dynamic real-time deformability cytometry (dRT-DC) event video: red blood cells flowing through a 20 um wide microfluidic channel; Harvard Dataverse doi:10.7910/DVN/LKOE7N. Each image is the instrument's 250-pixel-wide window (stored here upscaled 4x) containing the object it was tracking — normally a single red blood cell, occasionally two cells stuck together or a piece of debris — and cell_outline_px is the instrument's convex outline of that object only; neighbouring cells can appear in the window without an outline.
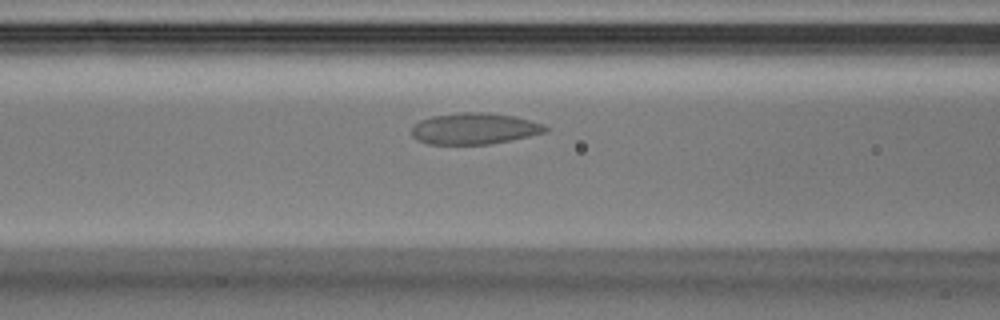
{"species": "Egyptian fruit bat (a non-hibernating species)", "species_latin": "Rousettus aegyptiacus", "temperature_condition": "warm", "stored_images_in_passage": 22, "camera_frame_rate_fps": 3000, "um_per_image_px": 0.085, "animal": {"sex": "male"}, "frame": {"image": 1, "passage_image": 4, "time_ms": 1.0, "image_size_px": [1000, 320], "cell_outline_px": [[548, 132], [488, 144], [428, 144], [416, 140], [412, 136], [412, 128], [420, 120], [432, 116], [460, 112], [484, 112], [512, 116], [544, 124], [548, 128]], "centroid_in_image_um": [40.3, 10.93], "position_along_channel_um": 126.3, "area_um2": 24.22}}
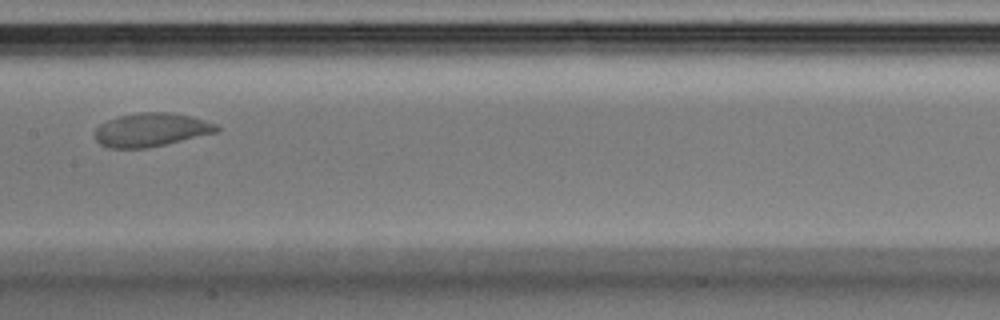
{"frame": {"image": 2, "passage_image": 8, "time_ms": 2.333, "image_size_px": [1000, 320], "cell_outline_px": [[220, 128], [216, 132], [148, 148], [108, 148], [100, 144], [96, 140], [96, 128], [100, 124], [108, 120], [120, 116], [140, 112], [172, 112], [192, 116], [216, 124]], "centroid_in_image_um": [12.84, 11.03], "position_along_channel_um": 194.6, "area_um2": 23.64}}
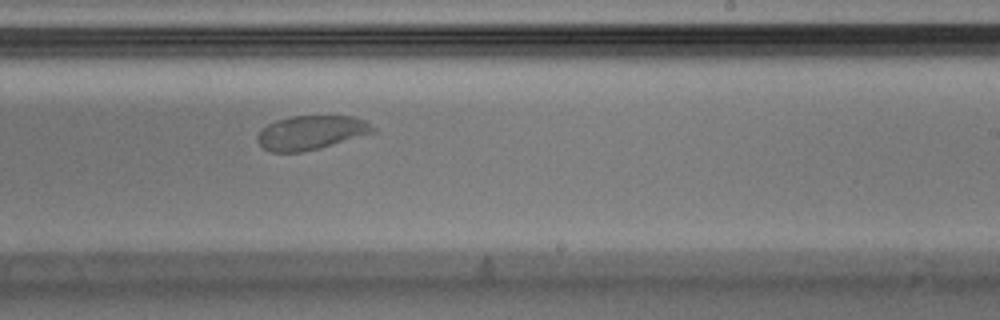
{"frame": {"image": 3, "passage_image": 12, "time_ms": 3.667, "image_size_px": [1000, 320], "cell_outline_px": [[376, 132], [320, 148], [300, 152], [272, 152], [264, 148], [256, 140], [256, 136], [268, 124], [276, 120], [292, 116], [352, 116], [364, 120], [376, 128]], "centroid_in_image_um": [26.46, 11.27], "position_along_channel_um": 262.5, "area_um2": 22.83}}